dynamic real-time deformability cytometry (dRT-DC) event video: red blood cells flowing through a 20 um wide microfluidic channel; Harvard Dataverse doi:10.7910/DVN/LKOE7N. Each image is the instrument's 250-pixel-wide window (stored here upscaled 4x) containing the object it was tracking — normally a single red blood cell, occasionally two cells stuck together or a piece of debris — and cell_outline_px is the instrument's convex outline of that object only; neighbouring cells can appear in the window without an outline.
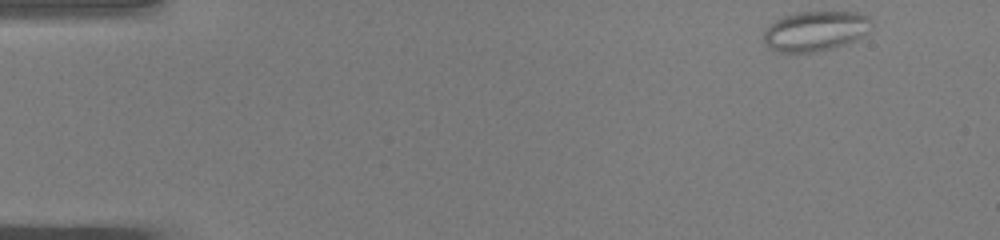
{"species": "common noctule bat (a hibernating species)", "species_latin": "Nyctalus noctula", "temperature_condition": "warm", "stored_images_in_passage": 47, "camera_frame_rate_fps": 3000, "um_per_image_px": 0.085, "animal": {"sex": "male", "body_mass_g": 19.0, "forearm_length_mm": 50.8}, "frame": {"image": 1, "passage_image": 1, "time_ms": 0.0, "image_size_px": [1000, 240], "cell_outline_px": [[868, 32], [844, 44], [812, 52], [780, 52], [764, 44], [764, 28], [776, 20], [784, 16], [796, 12], [856, 12], [868, 16]], "centroid_in_image_um": [69.23, 2.62], "position_along_channel_um": 15.8, "area_um2": 24.51}}
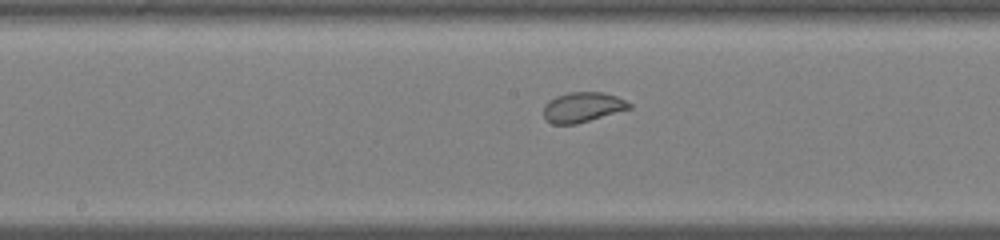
{"frame": {"image": 2, "passage_image": 23, "time_ms": 7.333, "image_size_px": [1000, 240], "cell_outline_px": [[632, 108], [576, 124], [552, 124], [544, 116], [544, 104], [548, 100], [556, 96], [568, 92], [604, 92], [616, 96], [632, 104]], "centroid_in_image_um": [49.52, 9.1], "position_along_channel_um": 198.7, "area_um2": 14.97}}
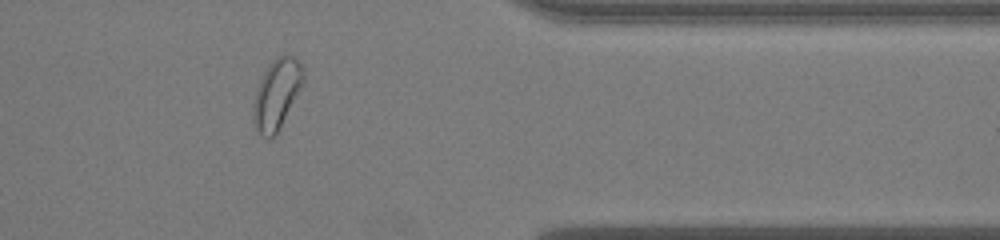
{"frame": {"image": 3, "passage_image": 38, "time_ms": 12.333, "image_size_px": [1000, 240], "cell_outline_px": [[304, 80], [280, 128], [268, 140], [260, 136], [252, 120], [256, 92], [260, 80], [268, 64], [276, 56], [284, 52], [288, 52], [304, 68]], "centroid_in_image_um": [23.52, 7.96], "position_along_channel_um": 387.9, "area_um2": 20.29}, "authors_computed_cell_mechanics": {"area_um2": 19.8254, "velocity_mm_per_s": 4.0612, "shape_relaxation_time_tau1_ms": null, "shape_relaxation_time_tau2_ms": 0.4813, "deformation_change_tau1": null, "deformation_change_tau2": 0.056}}